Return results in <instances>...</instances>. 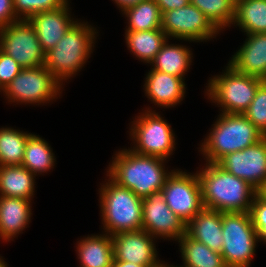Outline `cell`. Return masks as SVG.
Masks as SVG:
<instances>
[{
    "mask_svg": "<svg viewBox=\"0 0 266 267\" xmlns=\"http://www.w3.org/2000/svg\"><path fill=\"white\" fill-rule=\"evenodd\" d=\"M252 224L257 232L258 241L266 244V199L256 193L250 208Z\"/></svg>",
    "mask_w": 266,
    "mask_h": 267,
    "instance_id": "33",
    "label": "cell"
},
{
    "mask_svg": "<svg viewBox=\"0 0 266 267\" xmlns=\"http://www.w3.org/2000/svg\"><path fill=\"white\" fill-rule=\"evenodd\" d=\"M0 93L4 94V88L0 84Z\"/></svg>",
    "mask_w": 266,
    "mask_h": 267,
    "instance_id": "42",
    "label": "cell"
},
{
    "mask_svg": "<svg viewBox=\"0 0 266 267\" xmlns=\"http://www.w3.org/2000/svg\"><path fill=\"white\" fill-rule=\"evenodd\" d=\"M56 164L55 154L48 142L32 134L26 143L22 165L35 176L53 170Z\"/></svg>",
    "mask_w": 266,
    "mask_h": 267,
    "instance_id": "27",
    "label": "cell"
},
{
    "mask_svg": "<svg viewBox=\"0 0 266 267\" xmlns=\"http://www.w3.org/2000/svg\"><path fill=\"white\" fill-rule=\"evenodd\" d=\"M35 178L23 165L0 166V196L33 200Z\"/></svg>",
    "mask_w": 266,
    "mask_h": 267,
    "instance_id": "22",
    "label": "cell"
},
{
    "mask_svg": "<svg viewBox=\"0 0 266 267\" xmlns=\"http://www.w3.org/2000/svg\"><path fill=\"white\" fill-rule=\"evenodd\" d=\"M32 133L12 127L0 128V166L22 165L25 146Z\"/></svg>",
    "mask_w": 266,
    "mask_h": 267,
    "instance_id": "29",
    "label": "cell"
},
{
    "mask_svg": "<svg viewBox=\"0 0 266 267\" xmlns=\"http://www.w3.org/2000/svg\"><path fill=\"white\" fill-rule=\"evenodd\" d=\"M186 234L221 253L223 248L222 213L203 208L186 224Z\"/></svg>",
    "mask_w": 266,
    "mask_h": 267,
    "instance_id": "20",
    "label": "cell"
},
{
    "mask_svg": "<svg viewBox=\"0 0 266 267\" xmlns=\"http://www.w3.org/2000/svg\"><path fill=\"white\" fill-rule=\"evenodd\" d=\"M112 1L116 4L117 8H119V10L123 12L127 8H130L133 5H136L139 2L146 1V0H112Z\"/></svg>",
    "mask_w": 266,
    "mask_h": 267,
    "instance_id": "37",
    "label": "cell"
},
{
    "mask_svg": "<svg viewBox=\"0 0 266 267\" xmlns=\"http://www.w3.org/2000/svg\"><path fill=\"white\" fill-rule=\"evenodd\" d=\"M161 191L168 207L186 224L204 208L197 172L174 169Z\"/></svg>",
    "mask_w": 266,
    "mask_h": 267,
    "instance_id": "12",
    "label": "cell"
},
{
    "mask_svg": "<svg viewBox=\"0 0 266 267\" xmlns=\"http://www.w3.org/2000/svg\"><path fill=\"white\" fill-rule=\"evenodd\" d=\"M32 202L16 197L0 196V238L11 242L31 222Z\"/></svg>",
    "mask_w": 266,
    "mask_h": 267,
    "instance_id": "19",
    "label": "cell"
},
{
    "mask_svg": "<svg viewBox=\"0 0 266 267\" xmlns=\"http://www.w3.org/2000/svg\"><path fill=\"white\" fill-rule=\"evenodd\" d=\"M232 25L244 35L266 33V0H236Z\"/></svg>",
    "mask_w": 266,
    "mask_h": 267,
    "instance_id": "26",
    "label": "cell"
},
{
    "mask_svg": "<svg viewBox=\"0 0 266 267\" xmlns=\"http://www.w3.org/2000/svg\"><path fill=\"white\" fill-rule=\"evenodd\" d=\"M246 36L227 64L238 73L266 80V33Z\"/></svg>",
    "mask_w": 266,
    "mask_h": 267,
    "instance_id": "18",
    "label": "cell"
},
{
    "mask_svg": "<svg viewBox=\"0 0 266 267\" xmlns=\"http://www.w3.org/2000/svg\"><path fill=\"white\" fill-rule=\"evenodd\" d=\"M264 199H266V181L263 186L257 191Z\"/></svg>",
    "mask_w": 266,
    "mask_h": 267,
    "instance_id": "39",
    "label": "cell"
},
{
    "mask_svg": "<svg viewBox=\"0 0 266 267\" xmlns=\"http://www.w3.org/2000/svg\"><path fill=\"white\" fill-rule=\"evenodd\" d=\"M217 164L258 191L266 181V136L241 151L226 154Z\"/></svg>",
    "mask_w": 266,
    "mask_h": 267,
    "instance_id": "14",
    "label": "cell"
},
{
    "mask_svg": "<svg viewBox=\"0 0 266 267\" xmlns=\"http://www.w3.org/2000/svg\"><path fill=\"white\" fill-rule=\"evenodd\" d=\"M168 40L150 63L151 68L185 80V74L192 64V49L186 45L169 44Z\"/></svg>",
    "mask_w": 266,
    "mask_h": 267,
    "instance_id": "23",
    "label": "cell"
},
{
    "mask_svg": "<svg viewBox=\"0 0 266 267\" xmlns=\"http://www.w3.org/2000/svg\"><path fill=\"white\" fill-rule=\"evenodd\" d=\"M124 37L130 53L146 64L154 60L163 44L169 40L162 29L125 31Z\"/></svg>",
    "mask_w": 266,
    "mask_h": 267,
    "instance_id": "24",
    "label": "cell"
},
{
    "mask_svg": "<svg viewBox=\"0 0 266 267\" xmlns=\"http://www.w3.org/2000/svg\"><path fill=\"white\" fill-rule=\"evenodd\" d=\"M204 208L221 213L250 212L257 190L248 182L224 170L217 163H205L197 170Z\"/></svg>",
    "mask_w": 266,
    "mask_h": 267,
    "instance_id": "2",
    "label": "cell"
},
{
    "mask_svg": "<svg viewBox=\"0 0 266 267\" xmlns=\"http://www.w3.org/2000/svg\"><path fill=\"white\" fill-rule=\"evenodd\" d=\"M0 267H8L7 263L4 261V259L0 262Z\"/></svg>",
    "mask_w": 266,
    "mask_h": 267,
    "instance_id": "41",
    "label": "cell"
},
{
    "mask_svg": "<svg viewBox=\"0 0 266 267\" xmlns=\"http://www.w3.org/2000/svg\"><path fill=\"white\" fill-rule=\"evenodd\" d=\"M113 261H126L147 267H161L156 238L145 230L120 232L111 236Z\"/></svg>",
    "mask_w": 266,
    "mask_h": 267,
    "instance_id": "15",
    "label": "cell"
},
{
    "mask_svg": "<svg viewBox=\"0 0 266 267\" xmlns=\"http://www.w3.org/2000/svg\"><path fill=\"white\" fill-rule=\"evenodd\" d=\"M0 50L23 68L45 65V53L28 20L19 19L0 29Z\"/></svg>",
    "mask_w": 266,
    "mask_h": 267,
    "instance_id": "11",
    "label": "cell"
},
{
    "mask_svg": "<svg viewBox=\"0 0 266 267\" xmlns=\"http://www.w3.org/2000/svg\"><path fill=\"white\" fill-rule=\"evenodd\" d=\"M143 90L148 100L157 107L171 108L183 101L186 83L183 78L150 69L146 74Z\"/></svg>",
    "mask_w": 266,
    "mask_h": 267,
    "instance_id": "17",
    "label": "cell"
},
{
    "mask_svg": "<svg viewBox=\"0 0 266 267\" xmlns=\"http://www.w3.org/2000/svg\"><path fill=\"white\" fill-rule=\"evenodd\" d=\"M205 136L200 150L205 162L217 163L226 154L241 151L258 141L264 135L244 114L220 113Z\"/></svg>",
    "mask_w": 266,
    "mask_h": 267,
    "instance_id": "4",
    "label": "cell"
},
{
    "mask_svg": "<svg viewBox=\"0 0 266 267\" xmlns=\"http://www.w3.org/2000/svg\"><path fill=\"white\" fill-rule=\"evenodd\" d=\"M222 74L214 75L208 80L205 95L211 103L220 107L219 113L243 114L254 99L261 78L245 75L235 71L226 64Z\"/></svg>",
    "mask_w": 266,
    "mask_h": 267,
    "instance_id": "6",
    "label": "cell"
},
{
    "mask_svg": "<svg viewBox=\"0 0 266 267\" xmlns=\"http://www.w3.org/2000/svg\"><path fill=\"white\" fill-rule=\"evenodd\" d=\"M223 248L227 267H250L258 236L249 212L222 213Z\"/></svg>",
    "mask_w": 266,
    "mask_h": 267,
    "instance_id": "8",
    "label": "cell"
},
{
    "mask_svg": "<svg viewBox=\"0 0 266 267\" xmlns=\"http://www.w3.org/2000/svg\"><path fill=\"white\" fill-rule=\"evenodd\" d=\"M62 85L45 67L23 68L4 88L8 103L45 105L61 96Z\"/></svg>",
    "mask_w": 266,
    "mask_h": 267,
    "instance_id": "9",
    "label": "cell"
},
{
    "mask_svg": "<svg viewBox=\"0 0 266 267\" xmlns=\"http://www.w3.org/2000/svg\"><path fill=\"white\" fill-rule=\"evenodd\" d=\"M176 242L183 261L180 267H227L221 253L211 250L186 233Z\"/></svg>",
    "mask_w": 266,
    "mask_h": 267,
    "instance_id": "25",
    "label": "cell"
},
{
    "mask_svg": "<svg viewBox=\"0 0 266 267\" xmlns=\"http://www.w3.org/2000/svg\"><path fill=\"white\" fill-rule=\"evenodd\" d=\"M135 116L129 128L133 147L129 149L141 155L156 156L168 160L175 147V132L167 120L155 110L146 107ZM173 153V154H172ZM168 158V159H167Z\"/></svg>",
    "mask_w": 266,
    "mask_h": 267,
    "instance_id": "7",
    "label": "cell"
},
{
    "mask_svg": "<svg viewBox=\"0 0 266 267\" xmlns=\"http://www.w3.org/2000/svg\"><path fill=\"white\" fill-rule=\"evenodd\" d=\"M243 114L266 136V80L258 86L254 99Z\"/></svg>",
    "mask_w": 266,
    "mask_h": 267,
    "instance_id": "31",
    "label": "cell"
},
{
    "mask_svg": "<svg viewBox=\"0 0 266 267\" xmlns=\"http://www.w3.org/2000/svg\"><path fill=\"white\" fill-rule=\"evenodd\" d=\"M161 267H180V266H173V265H169L168 263H163Z\"/></svg>",
    "mask_w": 266,
    "mask_h": 267,
    "instance_id": "40",
    "label": "cell"
},
{
    "mask_svg": "<svg viewBox=\"0 0 266 267\" xmlns=\"http://www.w3.org/2000/svg\"><path fill=\"white\" fill-rule=\"evenodd\" d=\"M76 253L80 262L79 267H112L113 244L112 237L102 234H89L80 238L76 243Z\"/></svg>",
    "mask_w": 266,
    "mask_h": 267,
    "instance_id": "21",
    "label": "cell"
},
{
    "mask_svg": "<svg viewBox=\"0 0 266 267\" xmlns=\"http://www.w3.org/2000/svg\"><path fill=\"white\" fill-rule=\"evenodd\" d=\"M17 20L13 0H0V29Z\"/></svg>",
    "mask_w": 266,
    "mask_h": 267,
    "instance_id": "35",
    "label": "cell"
},
{
    "mask_svg": "<svg viewBox=\"0 0 266 267\" xmlns=\"http://www.w3.org/2000/svg\"><path fill=\"white\" fill-rule=\"evenodd\" d=\"M69 4V0H67L57 9L38 12L28 19L45 54L56 46L68 29L77 21L70 15Z\"/></svg>",
    "mask_w": 266,
    "mask_h": 267,
    "instance_id": "16",
    "label": "cell"
},
{
    "mask_svg": "<svg viewBox=\"0 0 266 267\" xmlns=\"http://www.w3.org/2000/svg\"><path fill=\"white\" fill-rule=\"evenodd\" d=\"M220 30L231 27L235 17L236 0H190Z\"/></svg>",
    "mask_w": 266,
    "mask_h": 267,
    "instance_id": "30",
    "label": "cell"
},
{
    "mask_svg": "<svg viewBox=\"0 0 266 267\" xmlns=\"http://www.w3.org/2000/svg\"><path fill=\"white\" fill-rule=\"evenodd\" d=\"M67 0H13L14 13L18 19L28 20L38 12L57 9Z\"/></svg>",
    "mask_w": 266,
    "mask_h": 267,
    "instance_id": "32",
    "label": "cell"
},
{
    "mask_svg": "<svg viewBox=\"0 0 266 267\" xmlns=\"http://www.w3.org/2000/svg\"><path fill=\"white\" fill-rule=\"evenodd\" d=\"M106 178L98 191L103 232L112 236L142 230L143 198L118 185L107 174Z\"/></svg>",
    "mask_w": 266,
    "mask_h": 267,
    "instance_id": "5",
    "label": "cell"
},
{
    "mask_svg": "<svg viewBox=\"0 0 266 267\" xmlns=\"http://www.w3.org/2000/svg\"><path fill=\"white\" fill-rule=\"evenodd\" d=\"M114 154L106 169L107 175L141 198L161 191L173 171L166 169V159L141 155L129 147L119 149Z\"/></svg>",
    "mask_w": 266,
    "mask_h": 267,
    "instance_id": "1",
    "label": "cell"
},
{
    "mask_svg": "<svg viewBox=\"0 0 266 267\" xmlns=\"http://www.w3.org/2000/svg\"><path fill=\"white\" fill-rule=\"evenodd\" d=\"M160 7L161 13L172 9L184 7L190 3V0H154Z\"/></svg>",
    "mask_w": 266,
    "mask_h": 267,
    "instance_id": "36",
    "label": "cell"
},
{
    "mask_svg": "<svg viewBox=\"0 0 266 267\" xmlns=\"http://www.w3.org/2000/svg\"><path fill=\"white\" fill-rule=\"evenodd\" d=\"M112 267H147L144 265H139L131 262H126V261H113V266Z\"/></svg>",
    "mask_w": 266,
    "mask_h": 267,
    "instance_id": "38",
    "label": "cell"
},
{
    "mask_svg": "<svg viewBox=\"0 0 266 267\" xmlns=\"http://www.w3.org/2000/svg\"><path fill=\"white\" fill-rule=\"evenodd\" d=\"M161 29L170 40L176 39L193 43L208 42L221 33L202 11L190 3L184 7L164 12Z\"/></svg>",
    "mask_w": 266,
    "mask_h": 267,
    "instance_id": "10",
    "label": "cell"
},
{
    "mask_svg": "<svg viewBox=\"0 0 266 267\" xmlns=\"http://www.w3.org/2000/svg\"><path fill=\"white\" fill-rule=\"evenodd\" d=\"M127 17L125 31H148L161 29L162 13L154 0H146L122 12Z\"/></svg>",
    "mask_w": 266,
    "mask_h": 267,
    "instance_id": "28",
    "label": "cell"
},
{
    "mask_svg": "<svg viewBox=\"0 0 266 267\" xmlns=\"http://www.w3.org/2000/svg\"><path fill=\"white\" fill-rule=\"evenodd\" d=\"M142 230L157 239L178 241L186 233V223L166 204L162 191L142 200Z\"/></svg>",
    "mask_w": 266,
    "mask_h": 267,
    "instance_id": "13",
    "label": "cell"
},
{
    "mask_svg": "<svg viewBox=\"0 0 266 267\" xmlns=\"http://www.w3.org/2000/svg\"><path fill=\"white\" fill-rule=\"evenodd\" d=\"M97 33V29L88 22L77 20L56 46L45 54L44 66L62 86L88 62L99 36Z\"/></svg>",
    "mask_w": 266,
    "mask_h": 267,
    "instance_id": "3",
    "label": "cell"
},
{
    "mask_svg": "<svg viewBox=\"0 0 266 267\" xmlns=\"http://www.w3.org/2000/svg\"><path fill=\"white\" fill-rule=\"evenodd\" d=\"M22 69L17 61L0 50V84L3 88H6Z\"/></svg>",
    "mask_w": 266,
    "mask_h": 267,
    "instance_id": "34",
    "label": "cell"
}]
</instances>
